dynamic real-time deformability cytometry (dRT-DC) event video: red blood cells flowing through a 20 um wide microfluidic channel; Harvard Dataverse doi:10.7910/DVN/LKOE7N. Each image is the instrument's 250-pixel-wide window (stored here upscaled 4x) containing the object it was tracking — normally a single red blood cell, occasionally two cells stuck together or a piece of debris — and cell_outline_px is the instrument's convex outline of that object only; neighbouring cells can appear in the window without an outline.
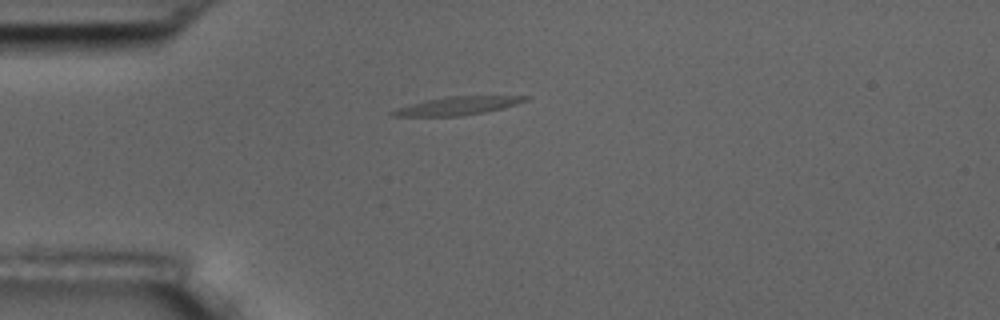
{"species": "common noctule bat (a hibernating species)", "species_latin": "Nyctalus noctula", "temperature_condition": "room temperature", "stored_images_in_passage": 1, "camera_frame_rate_fps": 3000, "um_per_image_px": 0.085, "animal": {"sex": "male", "body_mass_g": 17.5, "forearm_length_mm": 52.3}, "frame": {"image": 1, "passage_image": 1, "time_ms": 0.0, "image_size_px": [1000, 320], "cell_outline_px": [[532, 96], [528, 100], [504, 108], [484, 112], [460, 116], [392, 116], [388, 112], [396, 108], [428, 100], [448, 96]], "centroid_in_image_um": [38.91, 9.0], "position_along_channel_um": 46.1, "area_um2": 13.99}}